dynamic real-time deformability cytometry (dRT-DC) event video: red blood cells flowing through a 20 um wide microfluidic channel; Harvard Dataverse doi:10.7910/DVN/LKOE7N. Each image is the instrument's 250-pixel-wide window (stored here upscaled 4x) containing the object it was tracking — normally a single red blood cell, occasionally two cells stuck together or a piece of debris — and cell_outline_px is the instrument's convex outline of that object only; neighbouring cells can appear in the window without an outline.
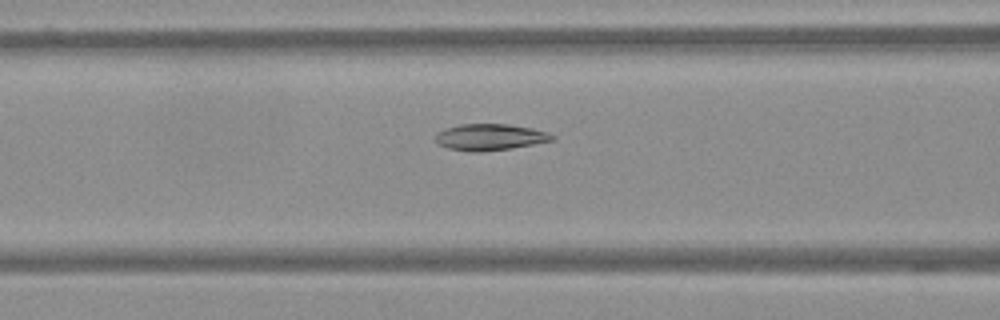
{"species": "Egyptian fruit bat (a non-hibernating species)", "species_latin": "Rousettus aegyptiacus", "temperature_condition": "warm", "stored_images_in_passage": 61, "camera_frame_rate_fps": 3000, "um_per_image_px": 0.085, "frame": {"image": 1, "passage_image": 26, "time_ms": 8.333, "image_size_px": [1000, 320], "cell_outline_px": [[556, 140], [512, 148], [480, 152], [468, 152], [448, 148], [436, 144], [436, 132], [444, 128], [460, 124], [508, 124], [532, 128], [548, 132], [556, 136]], "centroid_in_image_um": [41.64, 11.66], "position_along_channel_um": 125.0, "area_um2": 18.26}}
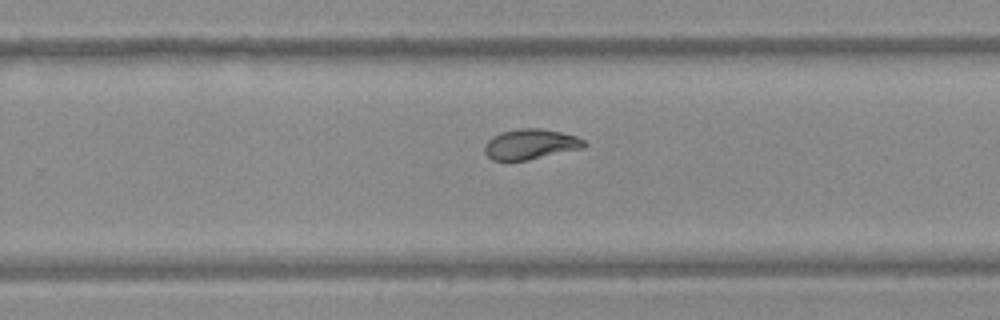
{"frame": {"image": 2, "passage_image": 40, "time_ms": 13.0, "image_size_px": [1000, 320], "cell_outline_px": [[588, 144], [584, 148], [528, 160], [492, 160], [484, 152], [484, 144], [492, 136], [500, 132], [520, 128], [540, 128], [560, 132], [576, 136], [584, 140]], "centroid_in_image_um": [45.09, 12.25], "position_along_channel_um": 284.7, "area_um2": 17.69}}
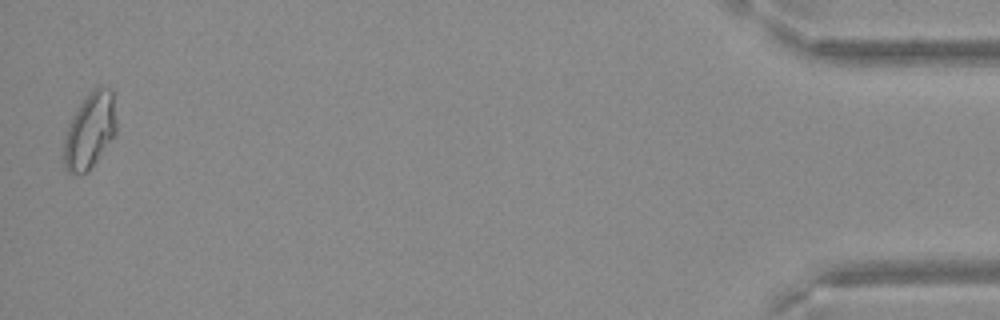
{"frame": {"image": 3, "passage_image": 60, "time_ms": 19.667, "image_size_px": [1000, 320], "cell_outline_px": [[116, 132], [88, 172], [80, 176], [68, 172], [64, 168], [64, 140], [68, 124], [72, 116], [80, 104], [100, 84], [112, 88], [116, 120]], "centroid_in_image_um": [7.63, 11.13], "position_along_channel_um": 427.6, "area_um2": 23.12}}